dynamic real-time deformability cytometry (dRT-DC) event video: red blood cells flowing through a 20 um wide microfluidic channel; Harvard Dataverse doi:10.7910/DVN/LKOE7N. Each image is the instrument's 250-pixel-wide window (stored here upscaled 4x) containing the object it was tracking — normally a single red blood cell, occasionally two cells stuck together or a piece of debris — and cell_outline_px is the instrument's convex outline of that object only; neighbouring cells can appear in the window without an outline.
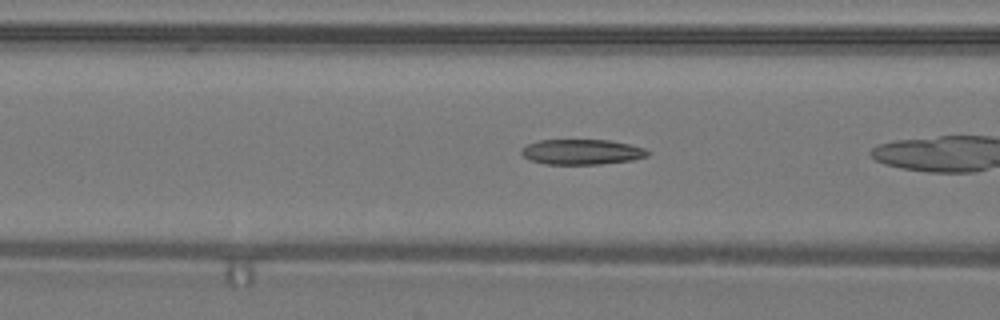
{"species": "common noctule bat (a hibernating species)", "species_latin": "Nyctalus noctula", "temperature_condition": "warm", "stored_images_in_passage": 8, "camera_frame_rate_fps": 3000, "um_per_image_px": 0.085, "animal": {"sex": "male", "body_mass_g": 19.2, "forearm_length_mm": 51.8}, "frame": {"image": 1, "passage_image": 4, "time_ms": 1.0, "image_size_px": [1000, 320], "cell_outline_px": [[652, 152], [648, 156], [632, 160], [600, 164], [544, 164], [532, 160], [524, 156], [520, 152], [520, 148], [528, 144], [540, 140], [608, 140], [628, 144], [644, 148]], "centroid_in_image_um": [49.46, 12.91], "position_along_channel_um": 117.1, "area_um2": 18.55}}
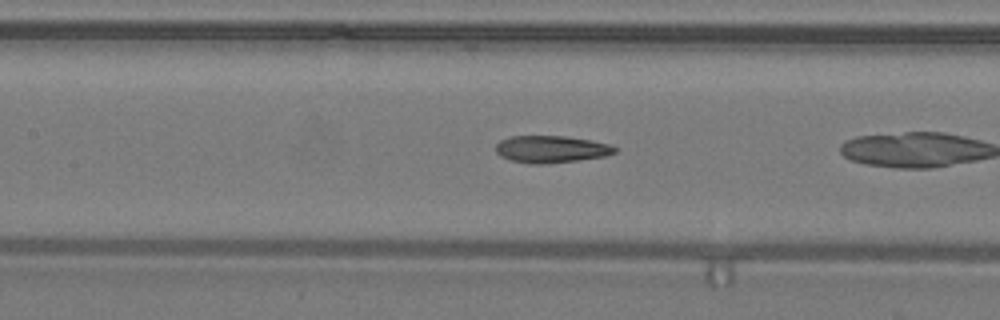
{"frame": {"image": 2, "passage_image": 7, "time_ms": 2.0, "image_size_px": [1000, 320], "cell_outline_px": [[616, 152], [608, 156], [544, 164], [532, 164], [512, 160], [500, 156], [496, 152], [496, 144], [500, 140], [512, 136], [564, 136], [592, 140], [608, 144], [616, 148]], "centroid_in_image_um": [46.85, 12.68], "position_along_channel_um": 160.6, "area_um2": 18.73}}